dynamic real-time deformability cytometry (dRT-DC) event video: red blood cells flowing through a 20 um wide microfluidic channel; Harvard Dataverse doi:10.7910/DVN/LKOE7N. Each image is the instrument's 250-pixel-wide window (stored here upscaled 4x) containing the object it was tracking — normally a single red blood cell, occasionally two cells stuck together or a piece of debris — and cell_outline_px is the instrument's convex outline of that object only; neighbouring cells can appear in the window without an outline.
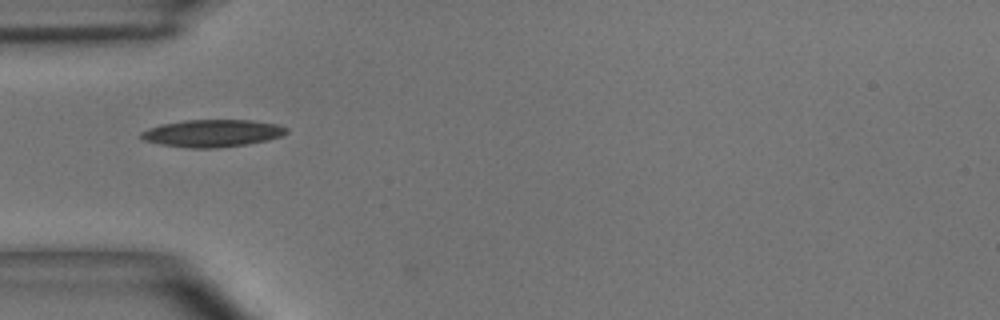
{"species": "common noctule bat (a hibernating species)", "species_latin": "Nyctalus noctula", "temperature_condition": "room temperature", "stored_images_in_passage": 32, "camera_frame_rate_fps": 3000, "um_per_image_px": 0.085, "animal": {"sex": "male", "body_mass_g": 15.6}, "frame": {"image": 1, "passage_image": 1, "time_ms": 0.0, "image_size_px": [1000, 320], "cell_outline_px": [[288, 132], [280, 136], [268, 140], [248, 144], [216, 148], [192, 148], [160, 144], [144, 140], [140, 136], [140, 132], [148, 128], [160, 124], [184, 120], [252, 120], [280, 124], [288, 128]], "centroid_in_image_um": [18.07, 11.32], "position_along_channel_um": 66.9, "area_um2": 23.29}}
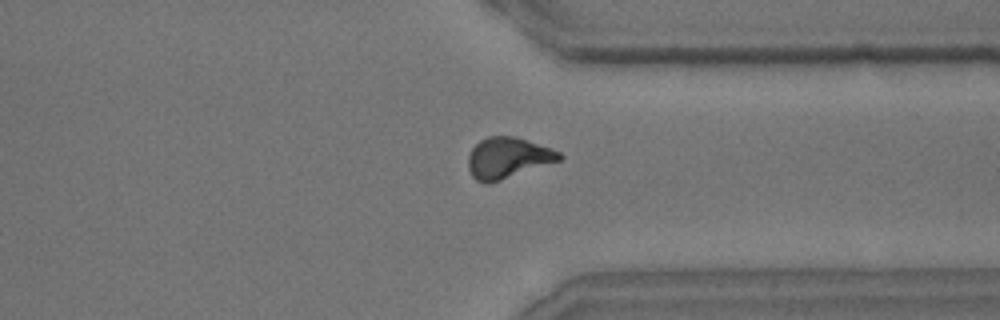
{"frame": {"image": 2, "passage_image": 24, "time_ms": 7.667, "image_size_px": [1000, 320], "cell_outline_px": [[564, 156], [560, 160], [488, 184], [476, 180], [472, 176], [468, 168], [468, 156], [472, 148], [480, 140], [488, 136], [516, 136], [552, 148], [560, 152]], "centroid_in_image_um": [43.15, 13.4], "position_along_channel_um": 368.2, "area_um2": 21.68}}
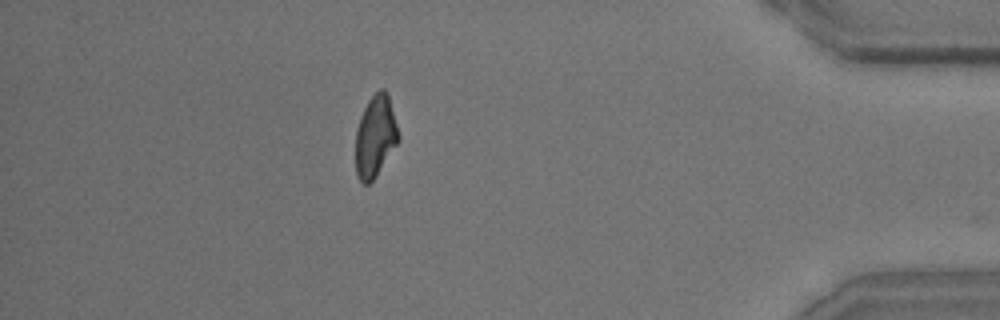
{"frame": {"image": 3, "passage_image": 30, "time_ms": 9.667, "image_size_px": [1000, 320], "cell_outline_px": [[400, 140], [376, 176], [368, 184], [364, 184], [356, 176], [356, 128], [360, 116], [368, 100], [380, 88], [384, 88], [388, 92], [400, 136]], "centroid_in_image_um": [31.91, 11.57], "position_along_channel_um": 403.3, "area_um2": 20.58}, "authors_computed_cell_mechanics": {"area_um2": 21.2704, "velocity_mm_per_s": 3.9376, "shape_relaxation_time_tau1_ms": 3.1538, "shape_relaxation_time_tau2_ms": 2.5251, "deformation_change_tau1": 0.1614, "deformation_change_tau2": 0.0962}}